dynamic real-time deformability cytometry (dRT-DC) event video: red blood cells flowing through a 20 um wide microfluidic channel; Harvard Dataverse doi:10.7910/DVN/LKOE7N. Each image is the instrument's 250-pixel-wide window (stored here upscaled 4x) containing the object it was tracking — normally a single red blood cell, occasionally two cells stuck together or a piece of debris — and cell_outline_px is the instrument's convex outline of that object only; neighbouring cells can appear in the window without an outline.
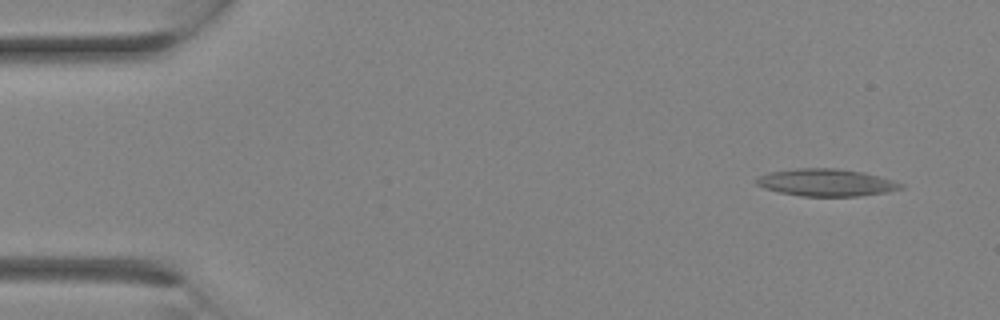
{"species": "Egyptian fruit bat (a non-hibernating species)", "species_latin": "Rousettus aegyptiacus", "temperature_condition": "room temperature", "stored_images_in_passage": 8, "camera_frame_rate_fps": 3000, "um_per_image_px": 0.085, "animal": {"sex": "female"}, "frame": {"image": 1, "passage_image": 2, "time_ms": 0.333, "image_size_px": [1000, 320], "cell_outline_px": [[904, 188], [888, 192], [860, 196], [800, 196], [780, 192], [764, 188], [756, 184], [756, 180], [760, 176], [768, 172], [796, 168], [836, 168], [864, 172], [880, 176], [904, 184]], "centroid_in_image_um": [70.26, 15.51], "position_along_channel_um": 14.7, "area_um2": 23.06}}
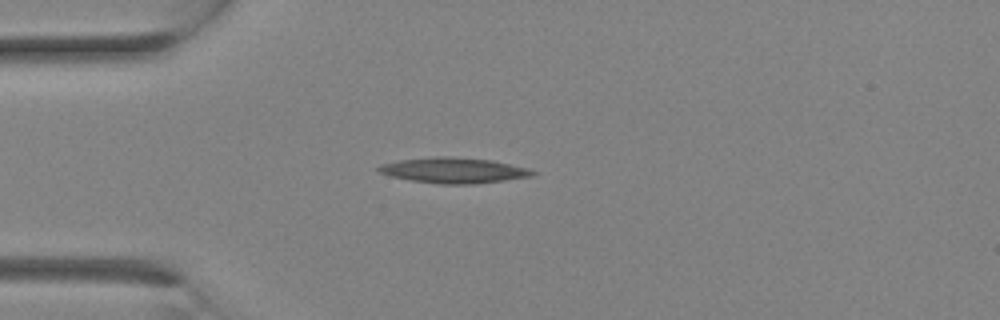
{"frame": {"image": 2, "passage_image": 7, "time_ms": 2.0, "image_size_px": [1000, 320], "cell_outline_px": [[536, 172], [532, 176], [504, 180], [472, 184], [440, 184], [412, 180], [392, 176], [380, 172], [376, 168], [384, 164], [400, 160], [432, 156], [452, 156], [492, 160], [528, 168]], "centroid_in_image_um": [38.59, 14.47], "position_along_channel_um": 46.4, "area_um2": 22.66}}